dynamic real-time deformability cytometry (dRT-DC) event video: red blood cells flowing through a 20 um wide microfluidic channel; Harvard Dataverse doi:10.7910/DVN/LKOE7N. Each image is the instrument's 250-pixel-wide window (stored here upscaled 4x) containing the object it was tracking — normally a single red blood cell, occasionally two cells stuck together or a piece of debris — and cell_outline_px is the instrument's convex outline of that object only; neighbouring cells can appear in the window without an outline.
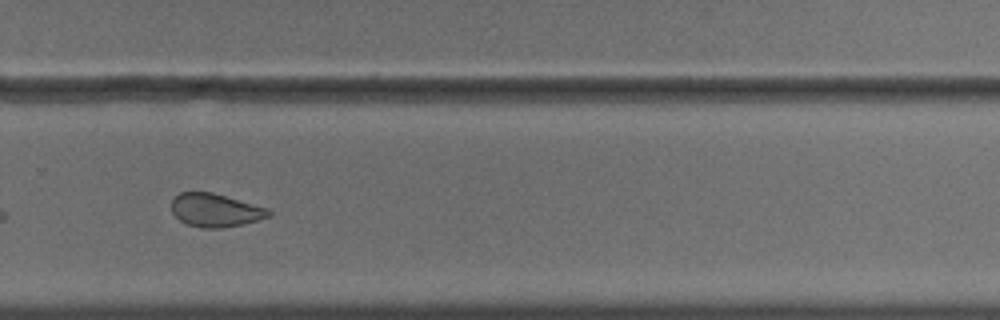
{"species": "common noctule bat (a hibernating species)", "species_latin": "Nyctalus noctula", "temperature_condition": "cold", "stored_images_in_passage": 56, "camera_frame_rate_fps": 3000, "um_per_image_px": 0.085, "animal": {"sex": "male", "body_mass_g": 18.8}, "frame": {"image": 1, "passage_image": 40, "time_ms": 13.0, "image_size_px": [1000, 320], "cell_outline_px": [[272, 216], [260, 220], [244, 224], [220, 228], [200, 228], [188, 224], [180, 220], [172, 212], [172, 200], [180, 192], [212, 192], [268, 208], [272, 212]], "centroid_in_image_um": [18.35, 17.88], "position_along_channel_um": 311.5, "area_um2": 18.9}, "authors_computed_cell_mechanics": {"area_um2": 21.6461, "velocity_mm_per_s": 3.6176, "shape_relaxation_time_tau1_ms": null, "shape_relaxation_time_tau2_ms": 1.9507, "deformation_change_tau1": null, "deformation_change_tau2": 0.0754}}